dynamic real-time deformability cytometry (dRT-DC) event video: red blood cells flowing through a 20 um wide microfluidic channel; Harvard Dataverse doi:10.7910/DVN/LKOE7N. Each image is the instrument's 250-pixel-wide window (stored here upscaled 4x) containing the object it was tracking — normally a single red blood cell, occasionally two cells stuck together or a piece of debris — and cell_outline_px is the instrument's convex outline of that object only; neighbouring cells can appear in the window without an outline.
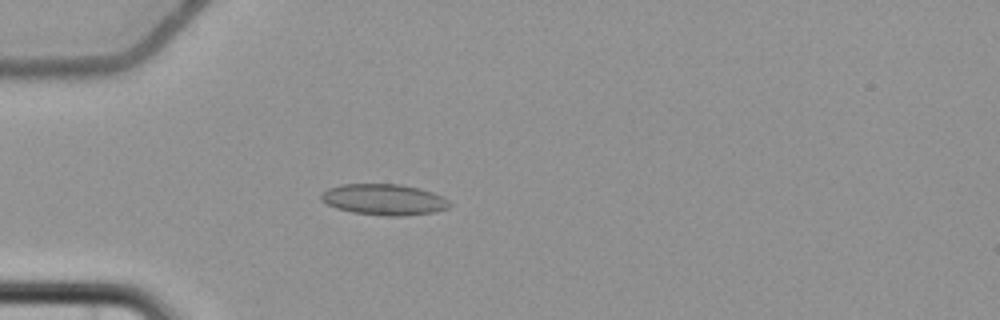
{"species": "common noctule bat (a hibernating species)", "species_latin": "Nyctalus noctula", "temperature_condition": "cold", "stored_images_in_passage": 4, "camera_frame_rate_fps": 3000, "um_per_image_px": 0.085, "animal": {"sex": "female", "body_mass_g": 22.7, "forearm_length_mm": 54.2}, "frame": {"image": 1, "passage_image": 4, "time_ms": 3.667, "image_size_px": [1000, 320], "cell_outline_px": [[452, 204], [448, 208], [436, 212], [400, 216], [388, 216], [352, 212], [336, 208], [320, 200], [320, 192], [328, 188], [340, 184], [400, 184], [432, 192], [444, 196]], "centroid_in_image_um": [32.63, 16.96], "position_along_channel_um": 52.4, "area_um2": 23.35}}